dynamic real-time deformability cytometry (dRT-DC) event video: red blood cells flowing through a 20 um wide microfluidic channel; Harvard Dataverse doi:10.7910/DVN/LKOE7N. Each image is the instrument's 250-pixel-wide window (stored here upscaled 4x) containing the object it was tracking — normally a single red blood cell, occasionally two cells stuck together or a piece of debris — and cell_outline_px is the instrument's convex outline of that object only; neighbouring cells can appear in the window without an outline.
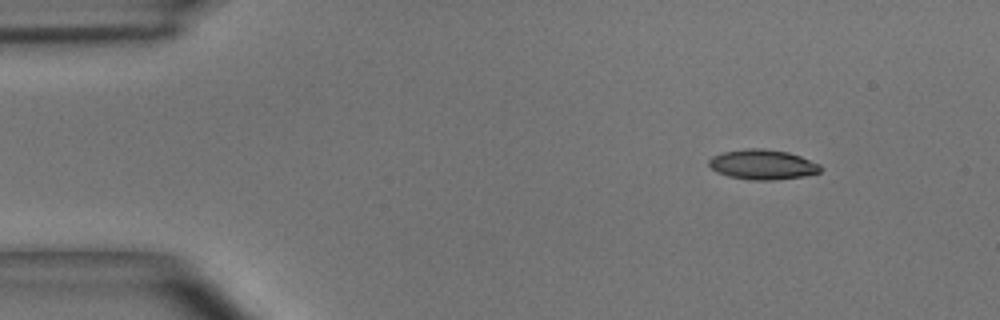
{"species": "common noctule bat (a hibernating species)", "species_latin": "Nyctalus noctula", "temperature_condition": "room temperature", "stored_images_in_passage": 46, "camera_frame_rate_fps": 3000, "um_per_image_px": 0.085, "animal": {"sex": "male", "body_mass_g": 15.6}, "frame": {"image": 1, "passage_image": 2, "time_ms": 0.333, "image_size_px": [1000, 320], "cell_outline_px": [[820, 172], [804, 176], [776, 180], [752, 180], [728, 176], [716, 172], [708, 164], [708, 160], [712, 156], [724, 152], [744, 148], [764, 148], [788, 152], [800, 156], [820, 164]], "centroid_in_image_um": [64.8, 13.98], "position_along_channel_um": 20.2, "area_um2": 19.54}}
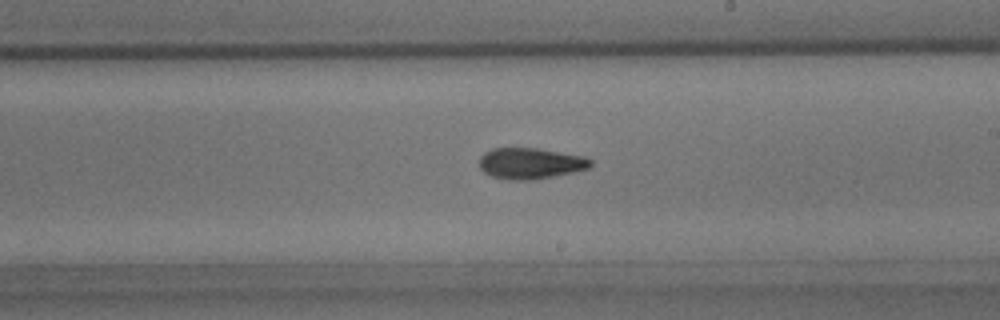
{"frame": {"image": 2, "passage_image": 25, "time_ms": 8.0, "image_size_px": [1000, 320], "cell_outline_px": [[592, 164], [588, 168], [572, 172], [532, 180], [512, 180], [492, 176], [484, 172], [480, 168], [480, 156], [484, 152], [492, 148], [536, 148], [584, 156], [592, 160]], "centroid_in_image_um": [45.07, 13.88], "position_along_channel_um": 243.9, "area_um2": 20.0}}
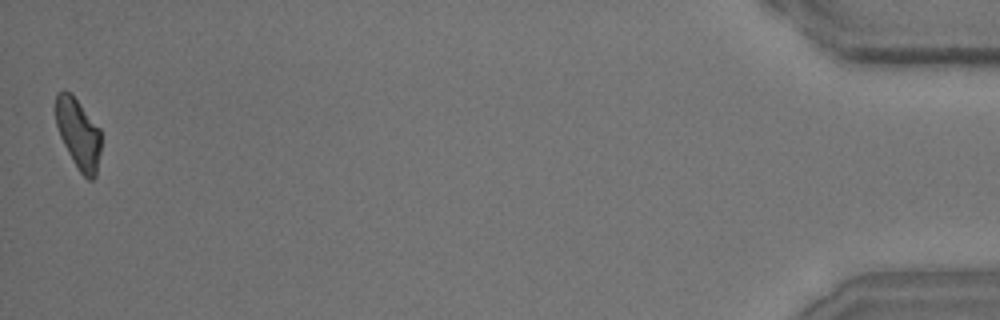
{"frame": {"image": 3, "passage_image": 46, "time_ms": 15.0, "image_size_px": [1000, 320], "cell_outline_px": [[100, 152], [96, 176], [92, 180], [88, 180], [80, 172], [72, 160], [60, 136], [56, 124], [56, 92], [64, 88], [72, 92], [100, 128]], "centroid_in_image_um": [6.66, 11.31], "position_along_channel_um": 428.5, "area_um2": 18.79}, "authors_computed_cell_mechanics": {"area_um2": 19.652, "velocity_mm_per_s": 3.9437, "shape_relaxation_time_tau1_ms": 6.5504, "shape_relaxation_time_tau2_ms": 3.7449, "deformation_change_tau1": 0.197, "deformation_change_tau2": 0.1196}}